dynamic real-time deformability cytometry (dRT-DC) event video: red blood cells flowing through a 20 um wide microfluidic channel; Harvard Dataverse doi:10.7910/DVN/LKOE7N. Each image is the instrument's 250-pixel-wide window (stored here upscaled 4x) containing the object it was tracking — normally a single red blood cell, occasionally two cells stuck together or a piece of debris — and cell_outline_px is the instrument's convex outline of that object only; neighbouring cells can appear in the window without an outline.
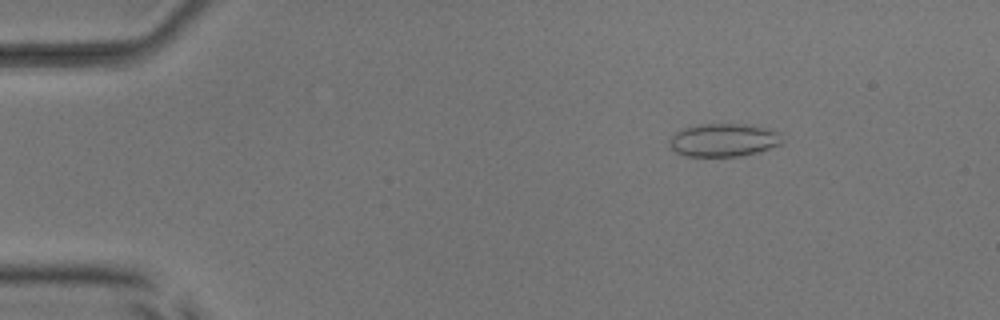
{"species": "common noctule bat (a hibernating species)", "species_latin": "Nyctalus noctula", "temperature_condition": "room temperature", "stored_images_in_passage": 53, "camera_frame_rate_fps": 3000, "um_per_image_px": 0.085, "animal": {"sex": "male", "body_mass_g": 17.9, "forearm_length_mm": 54.2}, "frame": {"image": 1, "passage_image": 8, "time_ms": 2.333, "image_size_px": [1000, 320], "cell_outline_px": [[784, 144], [756, 152], [740, 156], [684, 156], [676, 152], [668, 144], [668, 140], [680, 128], [696, 124], [744, 124], [764, 128], [776, 132], [784, 140]], "centroid_in_image_um": [61.46, 11.9], "position_along_channel_um": 23.5, "area_um2": 21.79}}
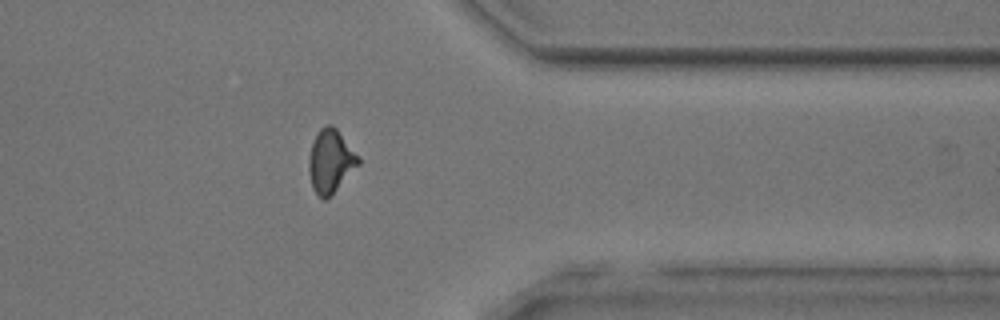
{"frame": {"image": 2, "passage_image": 43, "time_ms": 14.0, "image_size_px": [1000, 320], "cell_outline_px": [[360, 164], [324, 200], [312, 188], [308, 168], [308, 160], [312, 144], [316, 132], [324, 124], [332, 124], [336, 128], [360, 156]], "centroid_in_image_um": [28.09, 13.63], "position_along_channel_um": 383.3, "area_um2": 18.09}}
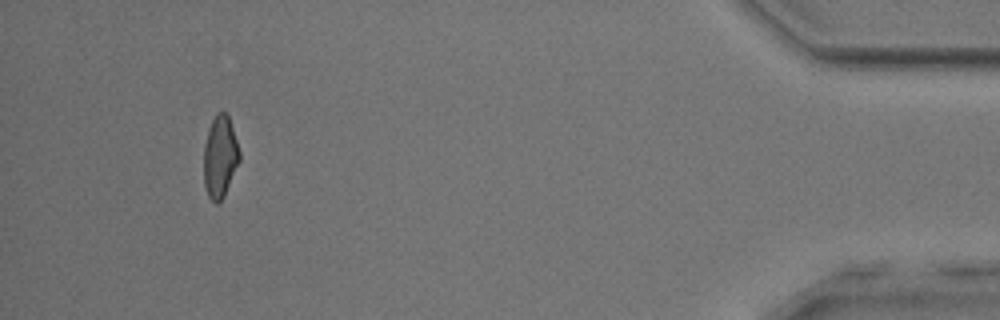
{"frame": {"image": 3, "passage_image": 50, "time_ms": 16.333, "image_size_px": [1000, 320], "cell_outline_px": [[240, 160], [224, 196], [216, 204], [208, 196], [204, 184], [204, 144], [208, 128], [216, 112], [224, 112], [228, 116], [240, 152]], "centroid_in_image_um": [18.69, 13.32], "position_along_channel_um": 416.5, "area_um2": 16.94}, "authors_computed_cell_mechanics": {"area_um2": 17.918, "velocity_mm_per_s": 3.8886, "shape_relaxation_time_tau1_ms": null, "shape_relaxation_time_tau2_ms": 1.0839, "deformation_change_tau1": null, "deformation_change_tau2": 0.0651}}